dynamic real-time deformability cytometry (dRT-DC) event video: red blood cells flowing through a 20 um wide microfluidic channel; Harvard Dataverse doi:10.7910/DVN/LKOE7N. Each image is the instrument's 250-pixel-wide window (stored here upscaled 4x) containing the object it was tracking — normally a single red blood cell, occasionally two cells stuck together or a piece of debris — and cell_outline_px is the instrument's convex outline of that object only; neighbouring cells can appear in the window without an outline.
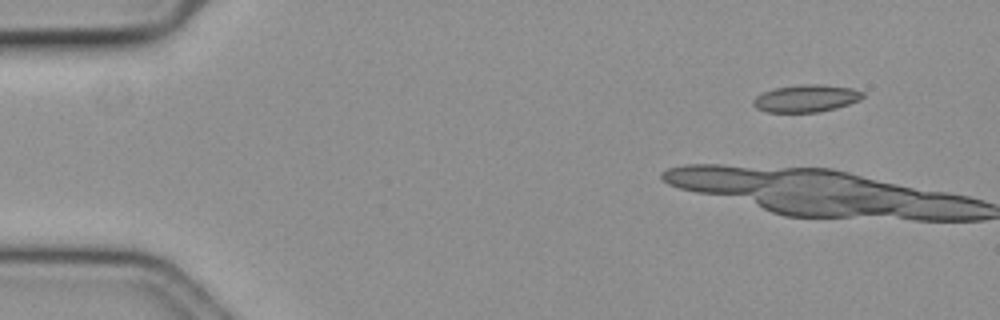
{"species": "common noctule bat (a hibernating species)", "species_latin": "Nyctalus noctula", "temperature_condition": "cold", "stored_images_in_passage": 8, "camera_frame_rate_fps": 3000, "um_per_image_px": 0.085, "animal": {"sex": "female", "body_mass_g": 19.3, "forearm_length_mm": 54.1}, "frame": {"image": 1, "passage_image": 1, "time_ms": 0.0, "image_size_px": [1000, 320], "cell_outline_px": [[864, 96], [860, 100], [836, 108], [816, 112], [768, 112], [756, 108], [752, 104], [752, 100], [756, 96], [764, 92], [776, 88], [804, 84], [820, 84], [852, 88], [864, 92]], "centroid_in_image_um": [68.53, 8.36], "position_along_channel_um": 16.5, "area_um2": 17.34}}